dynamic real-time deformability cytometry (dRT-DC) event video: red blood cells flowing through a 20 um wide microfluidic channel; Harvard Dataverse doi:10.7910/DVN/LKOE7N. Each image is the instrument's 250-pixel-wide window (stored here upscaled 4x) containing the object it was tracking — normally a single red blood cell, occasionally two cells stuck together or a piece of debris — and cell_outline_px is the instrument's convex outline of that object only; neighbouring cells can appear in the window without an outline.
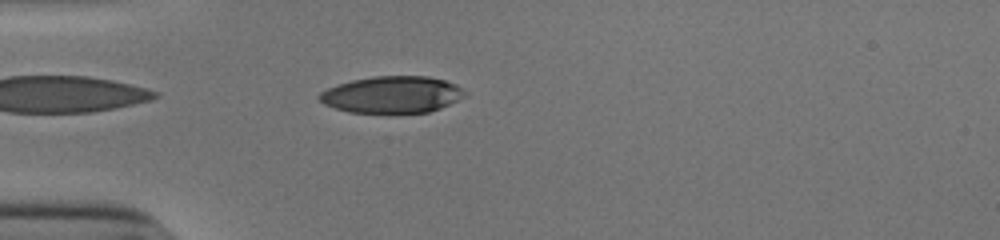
{"species": "human", "species_latin": "Homo sapiens", "temperature_condition": "cold", "stored_images_in_passage": 39, "camera_frame_rate_fps": 3000, "um_per_image_px": 0.085, "donor": {"sex": "male"}, "frame": {"image": 1, "passage_image": 2, "time_ms": 0.333, "image_size_px": [1000, 240], "cell_outline_px": [[464, 96], [440, 108], [428, 112], [348, 112], [324, 104], [316, 96], [320, 92], [328, 88], [352, 80], [372, 76], [428, 76], [444, 80], [456, 84], [464, 92]], "centroid_in_image_um": [33.29, 8.03], "position_along_channel_um": 51.7, "area_um2": 30.75}}
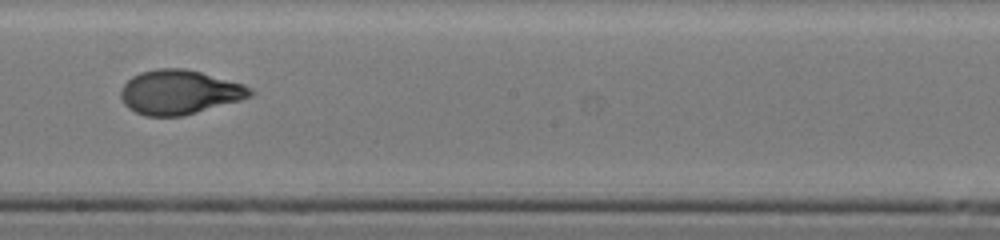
{"frame": {"image": 2, "passage_image": 17, "time_ms": 5.333, "image_size_px": [1000, 240], "cell_outline_px": [[256, 92], [252, 96], [240, 100], [196, 112], [180, 116], [144, 116], [128, 108], [124, 104], [120, 96], [120, 92], [124, 84], [132, 76], [140, 72], [156, 68], [184, 68], [200, 72], [244, 84], [252, 88]], "centroid_in_image_um": [15.24, 7.83], "position_along_channel_um": 233.0, "area_um2": 33.41}}
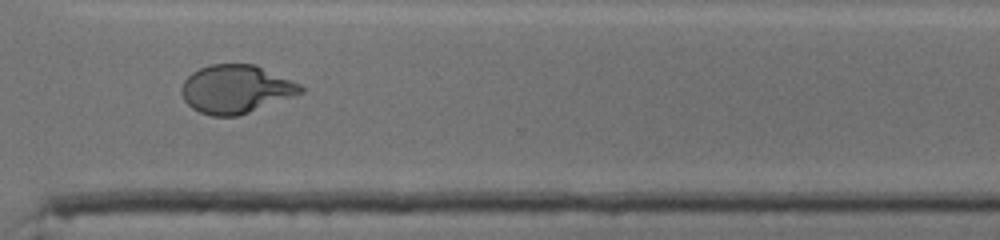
{"frame": {"image": 3, "passage_image": 26, "time_ms": 8.333, "image_size_px": [1000, 240], "cell_outline_px": [[304, 92], [248, 112], [236, 116], [212, 116], [200, 112], [192, 108], [184, 100], [180, 88], [184, 80], [192, 72], [200, 68], [212, 64], [256, 64], [300, 84], [304, 88]], "centroid_in_image_um": [20.03, 7.56], "position_along_channel_um": 350.6, "area_um2": 33.29}, "authors_computed_cell_mechanics": {"area_um2": 33.4084, "velocity_mm_per_s": 3.9107, "shape_relaxation_time_tau1_ms": 6.0987, "shape_relaxation_time_tau2_ms": 0.8057, "deformation_change_tau1": 0.2416, "deformation_change_tau2": 0.0609}}